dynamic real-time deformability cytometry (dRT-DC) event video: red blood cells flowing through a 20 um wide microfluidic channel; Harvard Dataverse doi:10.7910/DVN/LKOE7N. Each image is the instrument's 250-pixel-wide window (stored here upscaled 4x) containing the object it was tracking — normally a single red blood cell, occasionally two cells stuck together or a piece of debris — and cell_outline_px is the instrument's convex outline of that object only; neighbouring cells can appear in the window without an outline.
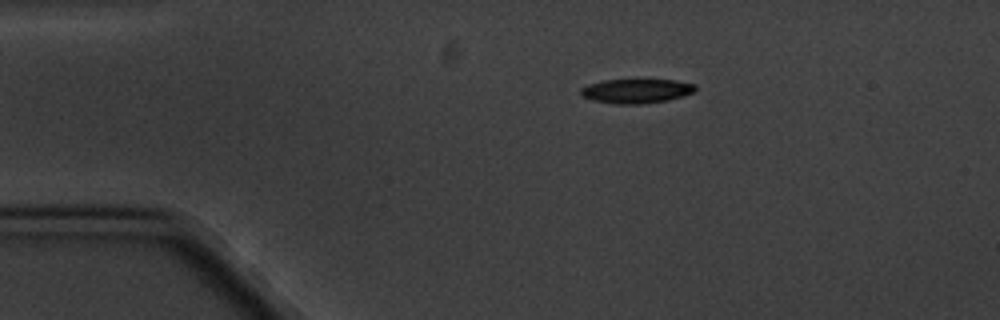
{"species": "common noctule bat (a hibernating species)", "species_latin": "Nyctalus noctula", "temperature_condition": "cold", "stored_images_in_passage": 10, "camera_frame_rate_fps": 3000, "um_per_image_px": 0.085, "animal": {"sex": "male", "body_mass_g": 20.1, "forearm_length_mm": 53.5}, "frame": {"image": 1, "passage_image": 1, "time_ms": 0.0, "image_size_px": [1000, 320], "cell_outline_px": [[696, 92], [684, 96], [668, 100], [640, 104], [616, 104], [592, 100], [580, 96], [580, 88], [588, 84], [604, 80], [676, 80], [696, 84]], "centroid_in_image_um": [54.1, 7.74], "position_along_channel_um": 30.9, "area_um2": 16.42}}